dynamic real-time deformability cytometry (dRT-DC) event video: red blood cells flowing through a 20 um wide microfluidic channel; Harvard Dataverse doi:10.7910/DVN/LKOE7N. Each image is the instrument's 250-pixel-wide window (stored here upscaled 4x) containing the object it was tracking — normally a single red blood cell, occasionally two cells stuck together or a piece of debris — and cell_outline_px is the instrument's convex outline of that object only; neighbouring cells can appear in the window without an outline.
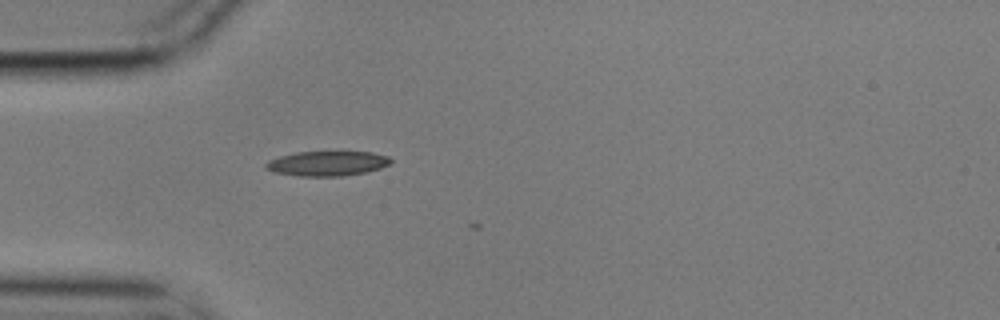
{"species": "common noctule bat (a hibernating species)", "species_latin": "Nyctalus noctula", "temperature_condition": "cold", "stored_images_in_passage": 5, "camera_frame_rate_fps": 3000, "um_per_image_px": 0.085, "animal": {"sex": "male", "body_mass_g": 17.9}, "frame": {"image": 1, "passage_image": 1, "time_ms": 0.0, "image_size_px": [1000, 320], "cell_outline_px": [[392, 160], [388, 164], [380, 168], [364, 172], [344, 176], [296, 176], [276, 172], [264, 168], [264, 164], [268, 160], [280, 156], [296, 152], [372, 152], [388, 156]], "centroid_in_image_um": [27.78, 13.89], "position_along_channel_um": 57.2, "area_um2": 17.98}}
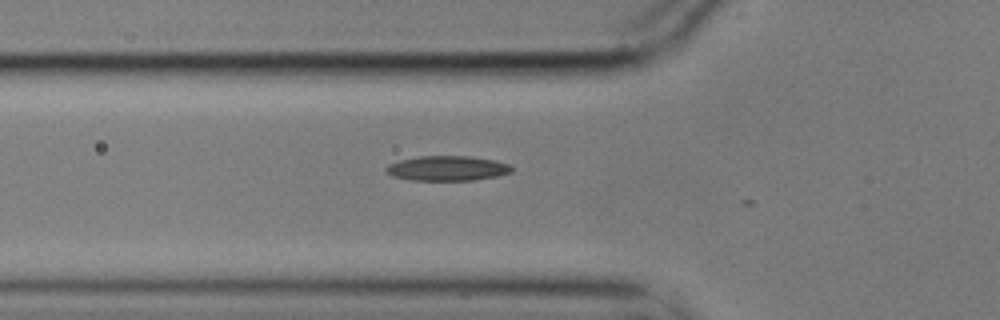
{"frame": {"image": 2, "passage_image": 4, "time_ms": 1.0, "image_size_px": [1000, 320], "cell_outline_px": [[512, 172], [496, 176], [476, 180], [408, 180], [392, 176], [384, 172], [384, 168], [388, 164], [400, 160], [420, 156], [468, 156], [492, 160], [508, 164], [512, 168]], "centroid_in_image_um": [37.95, 14.31], "position_along_channel_um": 87.8, "area_um2": 18.21}}